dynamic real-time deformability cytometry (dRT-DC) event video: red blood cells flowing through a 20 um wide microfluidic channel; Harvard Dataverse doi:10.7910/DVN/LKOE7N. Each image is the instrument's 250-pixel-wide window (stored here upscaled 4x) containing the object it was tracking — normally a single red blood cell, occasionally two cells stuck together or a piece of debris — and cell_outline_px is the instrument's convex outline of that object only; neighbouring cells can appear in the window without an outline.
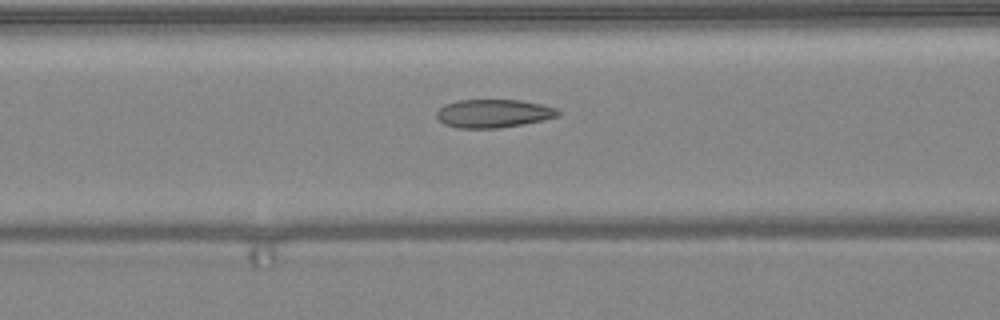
{"species": "common noctule bat (a hibernating species)", "species_latin": "Nyctalus noctula", "temperature_condition": "warm", "stored_images_in_passage": 30, "camera_frame_rate_fps": 3000, "um_per_image_px": 0.085, "animal": {"sex": "female", "body_mass_g": 24.6, "forearm_length_mm": 56.2}, "frame": {"image": 1, "passage_image": 16, "time_ms": 5.0, "image_size_px": [1000, 320], "cell_outline_px": [[560, 116], [544, 120], [524, 124], [496, 128], [456, 128], [444, 124], [436, 116], [436, 112], [444, 104], [456, 100], [520, 100], [544, 104], [556, 108], [560, 112]], "centroid_in_image_um": [41.96, 9.64], "position_along_channel_um": 124.6, "area_um2": 20.23}}
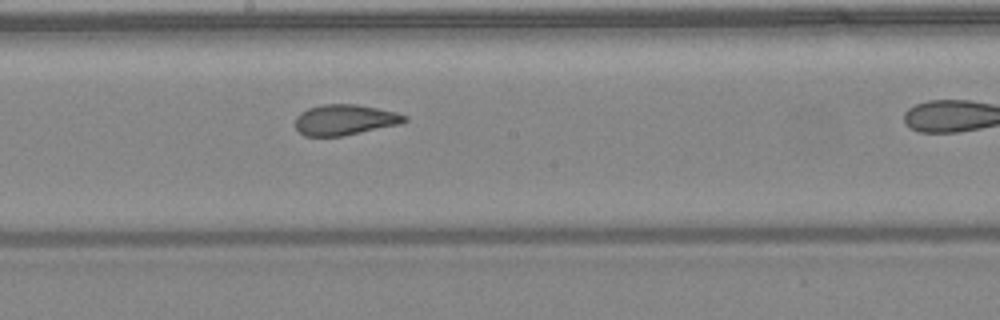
{"frame": {"image": 2, "passage_image": 23, "time_ms": 7.333, "image_size_px": [1000, 320], "cell_outline_px": [[408, 120], [400, 124], [340, 136], [304, 136], [296, 128], [296, 116], [300, 112], [308, 108], [324, 104], [356, 104], [396, 112], [408, 116]], "centroid_in_image_um": [29.3, 10.18], "position_along_channel_um": 218.9, "area_um2": 19.36}}
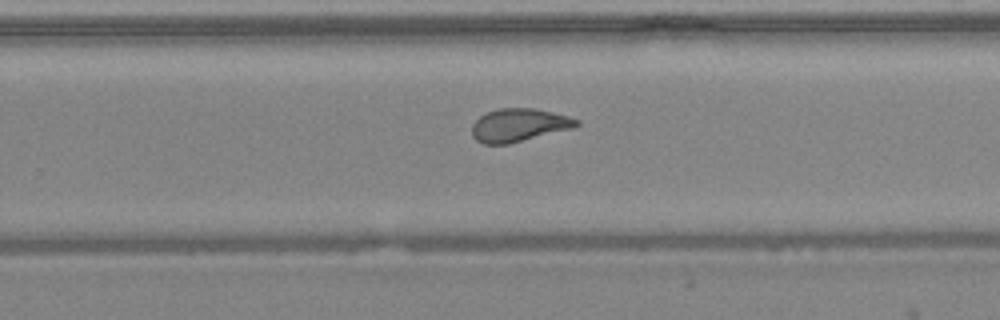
{"frame": {"image": 3, "passage_image": 28, "time_ms": 9.0, "image_size_px": [1000, 320], "cell_outline_px": [[580, 124], [576, 128], [508, 144], [484, 144], [476, 140], [472, 136], [472, 124], [480, 116], [488, 112], [500, 108], [536, 108], [568, 116], [580, 120]], "centroid_in_image_um": [44.14, 10.64], "position_along_channel_um": 285.7, "area_um2": 20.35}}